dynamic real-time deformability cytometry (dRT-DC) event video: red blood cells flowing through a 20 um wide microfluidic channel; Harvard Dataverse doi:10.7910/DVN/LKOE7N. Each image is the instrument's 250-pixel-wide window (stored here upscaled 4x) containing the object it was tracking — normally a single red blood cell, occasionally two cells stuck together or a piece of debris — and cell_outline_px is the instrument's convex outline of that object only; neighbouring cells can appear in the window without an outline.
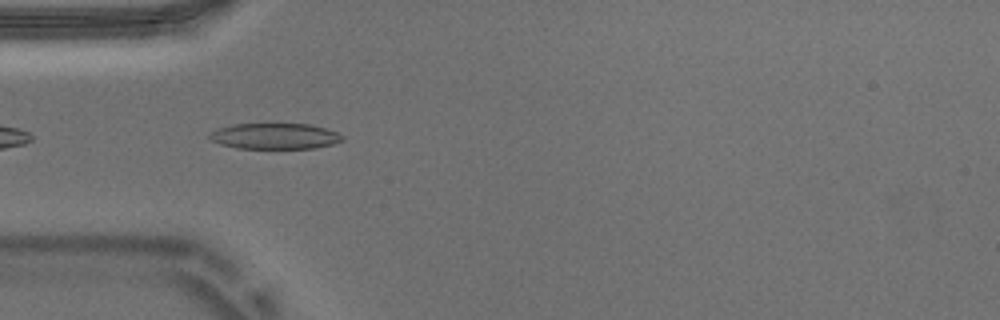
{"species": "Egyptian fruit bat (a non-hibernating species)", "species_latin": "Rousettus aegyptiacus", "temperature_condition": "warm", "stored_images_in_passage": 9, "camera_frame_rate_fps": 3000, "um_per_image_px": 0.085, "animal": {"sex": "male"}, "frame": {"image": 1, "passage_image": 3, "time_ms": 0.667, "image_size_px": [1000, 320], "cell_outline_px": [[344, 140], [332, 144], [316, 148], [236, 148], [220, 144], [212, 140], [208, 136], [208, 132], [216, 128], [232, 124], [308, 124], [324, 128], [336, 132], [344, 136]], "centroid_in_image_um": [23.32, 11.57], "position_along_channel_um": 61.7, "area_um2": 20.06}}